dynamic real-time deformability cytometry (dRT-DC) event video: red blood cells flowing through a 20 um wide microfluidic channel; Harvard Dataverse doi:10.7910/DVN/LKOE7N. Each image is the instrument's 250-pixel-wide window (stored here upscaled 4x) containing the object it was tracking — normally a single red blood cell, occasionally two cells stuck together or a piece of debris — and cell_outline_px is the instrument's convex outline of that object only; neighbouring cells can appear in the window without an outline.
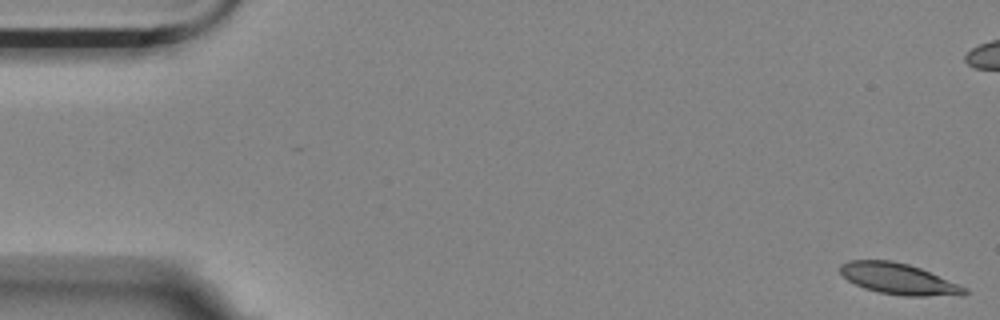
{"species": "Egyptian fruit bat (a non-hibernating species)", "species_latin": "Rousettus aegyptiacus", "temperature_condition": "room temperature", "stored_images_in_passage": 14, "camera_frame_rate_fps": 3000, "um_per_image_px": 0.085, "animal": {"sex": "female"}, "frame": {"image": 1, "passage_image": 1, "time_ms": 0.0, "image_size_px": [1000, 320], "cell_outline_px": [[968, 292], [964, 296], [904, 296], [880, 292], [864, 288], [848, 280], [840, 272], [840, 264], [848, 260], [892, 260], [908, 264], [920, 268], [960, 284], [968, 288]], "centroid_in_image_um": [76.43, 23.71], "position_along_channel_um": 8.6, "area_um2": 22.66}}